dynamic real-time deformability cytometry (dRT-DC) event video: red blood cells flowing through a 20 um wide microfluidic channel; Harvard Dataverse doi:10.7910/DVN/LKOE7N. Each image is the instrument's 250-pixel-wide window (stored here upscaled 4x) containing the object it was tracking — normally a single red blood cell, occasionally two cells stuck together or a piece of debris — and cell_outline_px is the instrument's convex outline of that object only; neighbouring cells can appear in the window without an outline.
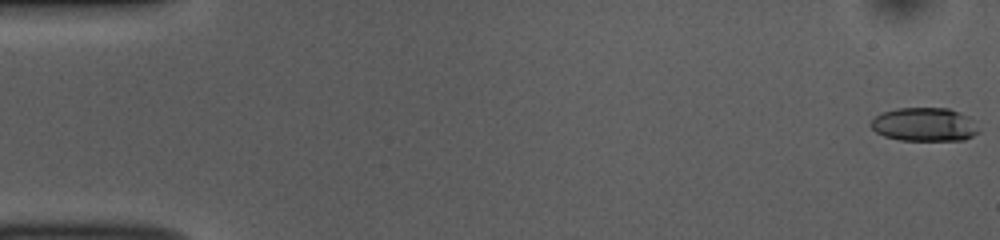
{"species": "common noctule bat (a hibernating species)", "species_latin": "Nyctalus noctula", "temperature_condition": "room temperature", "stored_images_in_passage": 52, "camera_frame_rate_fps": 3000, "um_per_image_px": 0.085, "animal": {"sex": "female", "body_mass_g": 10.0, "forearm_length_mm": 53.1}, "frame": {"image": 1, "passage_image": 1, "time_ms": 0.0, "image_size_px": [1000, 240], "cell_outline_px": [[980, 132], [964, 140], [900, 140], [884, 136], [876, 132], [868, 124], [880, 112], [896, 108], [948, 108], [960, 112], [968, 116], [980, 128]], "centroid_in_image_um": [78.57, 10.58], "position_along_channel_um": 6.4, "area_um2": 21.33}}
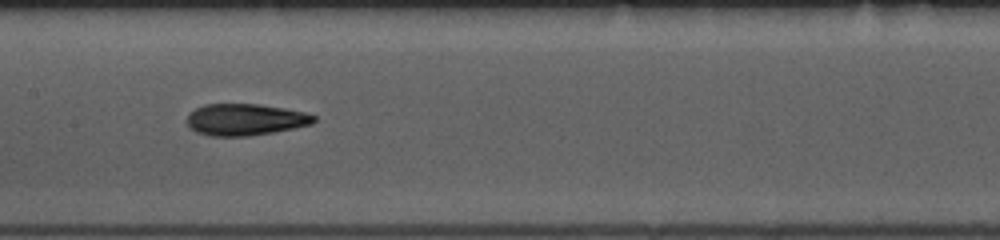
{"frame": {"image": 2, "passage_image": 26, "time_ms": 8.333, "image_size_px": [1000, 240], "cell_outline_px": [[316, 120], [312, 124], [272, 132], [248, 136], [208, 136], [196, 132], [188, 128], [188, 116], [196, 108], [204, 104], [260, 104], [284, 108], [304, 112], [316, 116]], "centroid_in_image_um": [20.83, 10.16], "position_along_channel_um": 186.6, "area_um2": 23.35}}
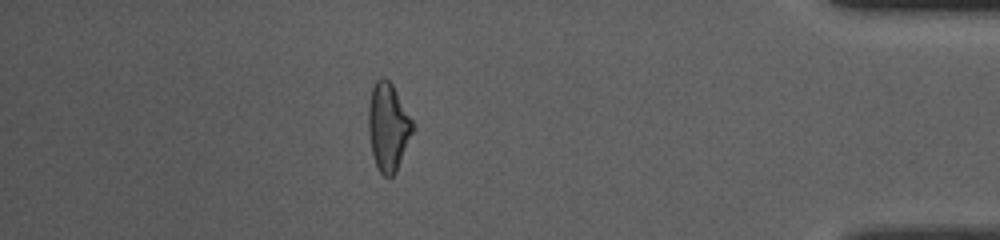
{"frame": {"image": 3, "passage_image": 46, "time_ms": 15.0, "image_size_px": [1000, 240], "cell_outline_px": [[412, 132], [396, 172], [392, 176], [384, 176], [380, 172], [376, 164], [372, 152], [368, 132], [368, 104], [372, 88], [376, 80], [384, 76], [392, 84], [412, 120]], "centroid_in_image_um": [32.96, 10.76], "position_along_channel_um": 402.2, "area_um2": 22.25}, "authors_computed_cell_mechanics": {"area_um2": 22.5709, "velocity_mm_per_s": 3.8632, "shape_relaxation_time_tau1_ms": 6.0154, "shape_relaxation_time_tau2_ms": 4.2514, "deformation_change_tau1": 0.1814, "deformation_change_tau2": 0.144}}